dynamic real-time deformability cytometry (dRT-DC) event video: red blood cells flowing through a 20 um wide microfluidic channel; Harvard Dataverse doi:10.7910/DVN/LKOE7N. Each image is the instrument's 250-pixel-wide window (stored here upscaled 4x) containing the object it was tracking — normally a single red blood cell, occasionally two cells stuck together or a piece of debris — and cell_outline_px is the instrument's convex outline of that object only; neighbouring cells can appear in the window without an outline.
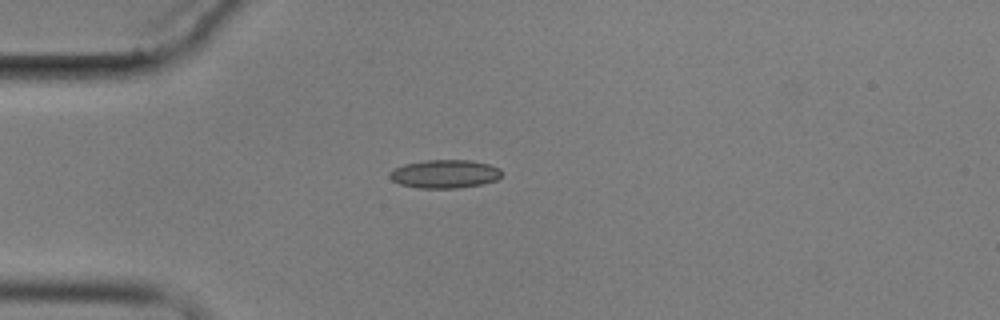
{"species": "common noctule bat (a hibernating species)", "species_latin": "Nyctalus noctula", "temperature_condition": "cold", "stored_images_in_passage": 6, "camera_frame_rate_fps": 3000, "um_per_image_px": 0.085, "animal": {"sex": "male", "body_mass_g": 17.9}, "frame": {"image": 1, "passage_image": 1, "time_ms": 0.0, "image_size_px": [1000, 320], "cell_outline_px": [[500, 176], [496, 180], [480, 184], [456, 188], [420, 188], [400, 184], [392, 180], [388, 176], [396, 168], [404, 164], [424, 160], [472, 160], [488, 164], [500, 168]], "centroid_in_image_um": [37.8, 14.78], "position_along_channel_um": 47.2, "area_um2": 18.32}}
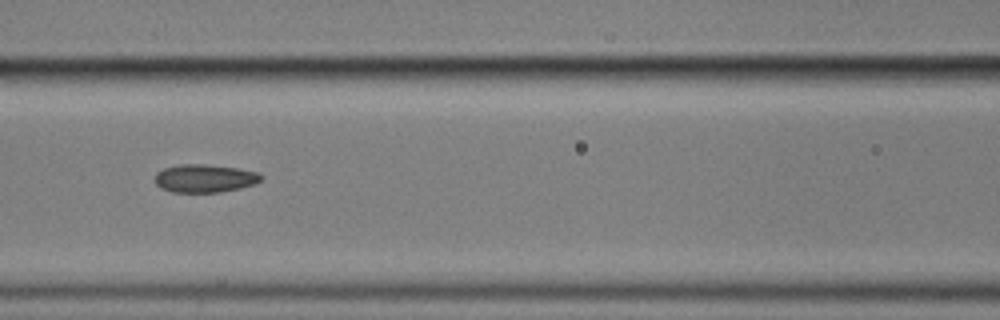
{"frame": {"image": 2, "passage_image": 4, "time_ms": 3.333, "image_size_px": [1000, 320], "cell_outline_px": [[264, 176], [256, 184], [240, 188], [220, 192], [172, 192], [160, 188], [152, 180], [156, 172], [164, 168], [176, 164], [204, 164], [236, 168], [260, 172]], "centroid_in_image_um": [17.37, 15.15], "position_along_channel_um": 149.2, "area_um2": 17.69}}
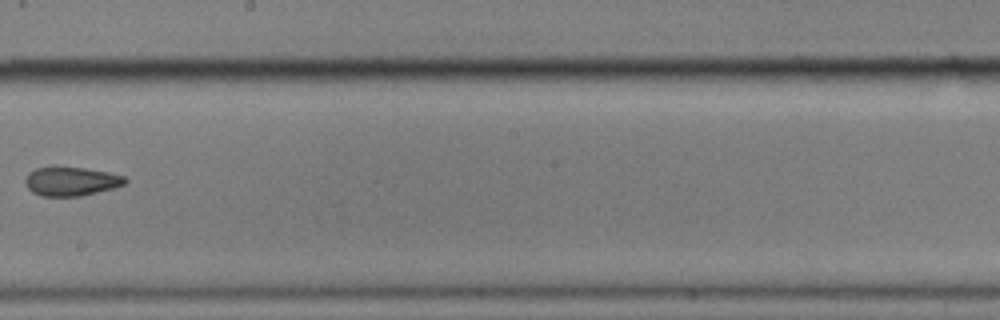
{"frame": {"image": 3, "passage_image": 6, "time_ms": 6.0, "image_size_px": [1000, 320], "cell_outline_px": [[128, 180], [124, 184], [116, 188], [80, 196], [40, 196], [32, 192], [28, 188], [24, 180], [28, 172], [36, 168], [84, 168], [108, 172], [124, 176]], "centroid_in_image_um": [6.06, 15.43], "position_along_channel_um": 242.1, "area_um2": 16.7}}